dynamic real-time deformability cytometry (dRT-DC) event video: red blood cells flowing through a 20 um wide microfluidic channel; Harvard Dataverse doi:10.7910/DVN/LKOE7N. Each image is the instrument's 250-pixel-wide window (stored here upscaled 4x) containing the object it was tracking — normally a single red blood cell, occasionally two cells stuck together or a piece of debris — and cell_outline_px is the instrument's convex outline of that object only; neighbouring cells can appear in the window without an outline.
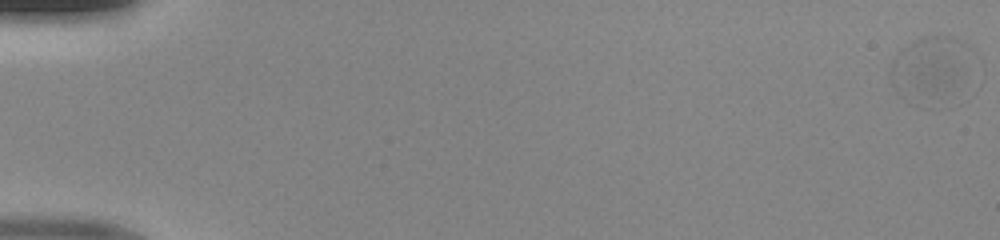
{"species": "human", "species_latin": "Homo sapiens", "temperature_condition": "room temperature", "stored_images_in_passage": 51, "camera_frame_rate_fps": 3000, "um_per_image_px": 0.085, "donor": {"sex": "male"}, "frame": {"image": 1, "passage_image": 1, "time_ms": 0.0, "image_size_px": [1000, 240], "cell_outline_px": [[984, 76], [980, 88], [976, 92], [932, 108], [920, 108], [908, 104], [892, 88], [888, 72], [888, 64], [900, 48], [912, 40], [924, 36], [952, 36], [968, 44], [976, 52], [980, 60]], "centroid_in_image_um": [79.49, 6.05], "position_along_channel_um": 5.5, "area_um2": 38.49}}
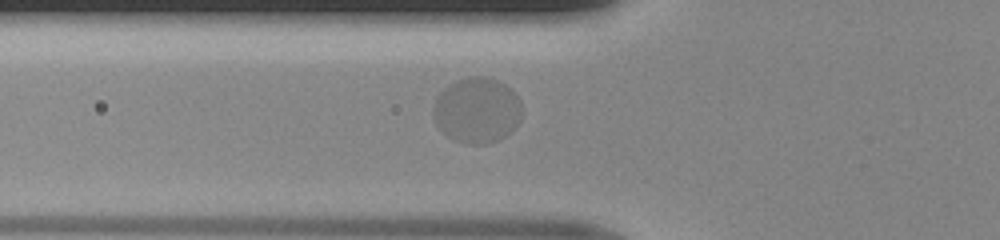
{"frame": {"image": 2, "passage_image": 20, "time_ms": 6.333, "image_size_px": [1000, 240], "cell_outline_px": [[520, 120], [516, 128], [504, 136], [496, 140], [484, 144], [464, 144], [448, 136], [436, 124], [432, 116], [432, 104], [436, 96], [448, 84], [456, 80], [468, 76], [484, 76], [496, 80], [504, 84], [520, 100]], "centroid_in_image_um": [40.49, 9.37], "position_along_channel_um": 85.3, "area_um2": 33.93}}
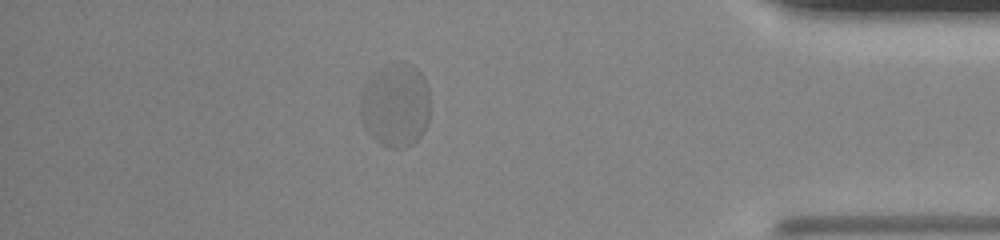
{"frame": {"image": 3, "passage_image": 45, "time_ms": 14.667, "image_size_px": [1000, 240], "cell_outline_px": [[428, 120], [420, 136], [412, 144], [404, 148], [392, 148], [380, 144], [364, 128], [360, 116], [360, 96], [364, 84], [368, 76], [400, 60], [412, 64], [424, 76], [428, 84]], "centroid_in_image_um": [33.59, 8.92], "position_along_channel_um": 401.6, "area_um2": 34.28}}